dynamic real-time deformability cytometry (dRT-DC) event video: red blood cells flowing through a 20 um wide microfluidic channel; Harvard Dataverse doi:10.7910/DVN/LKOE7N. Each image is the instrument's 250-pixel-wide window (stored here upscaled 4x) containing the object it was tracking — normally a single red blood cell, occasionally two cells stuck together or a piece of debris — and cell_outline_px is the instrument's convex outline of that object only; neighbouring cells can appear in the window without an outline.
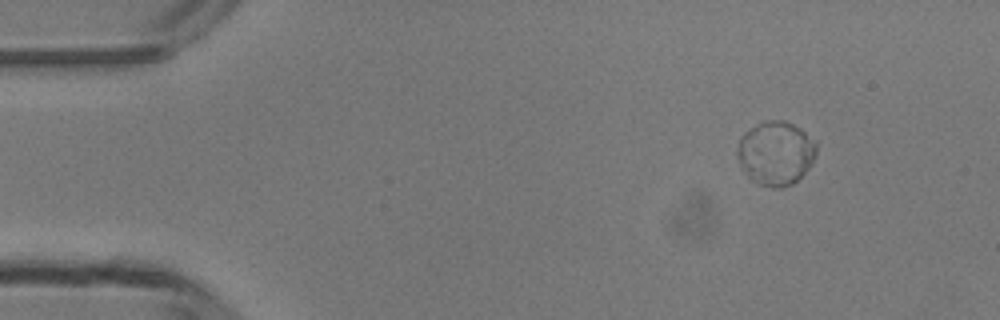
{"species": "common noctule bat (a hibernating species)", "species_latin": "Nyctalus noctula", "temperature_condition": "room temperature", "stored_images_in_passage": 3, "camera_frame_rate_fps": 3000, "um_per_image_px": 0.085, "animal": {"sex": "male", "body_mass_g": 13.3}, "frame": {"image": 1, "passage_image": 1, "time_ms": 0.0, "image_size_px": [1000, 320], "cell_outline_px": [[816, 152], [812, 164], [792, 184], [784, 188], [772, 188], [760, 184], [752, 180], [740, 168], [736, 156], [736, 152], [740, 136], [744, 132], [756, 124], [764, 120], [784, 120], [800, 128], [816, 144]], "centroid_in_image_um": [65.89, 13.02], "position_along_channel_um": 19.1, "area_um2": 29.59}}